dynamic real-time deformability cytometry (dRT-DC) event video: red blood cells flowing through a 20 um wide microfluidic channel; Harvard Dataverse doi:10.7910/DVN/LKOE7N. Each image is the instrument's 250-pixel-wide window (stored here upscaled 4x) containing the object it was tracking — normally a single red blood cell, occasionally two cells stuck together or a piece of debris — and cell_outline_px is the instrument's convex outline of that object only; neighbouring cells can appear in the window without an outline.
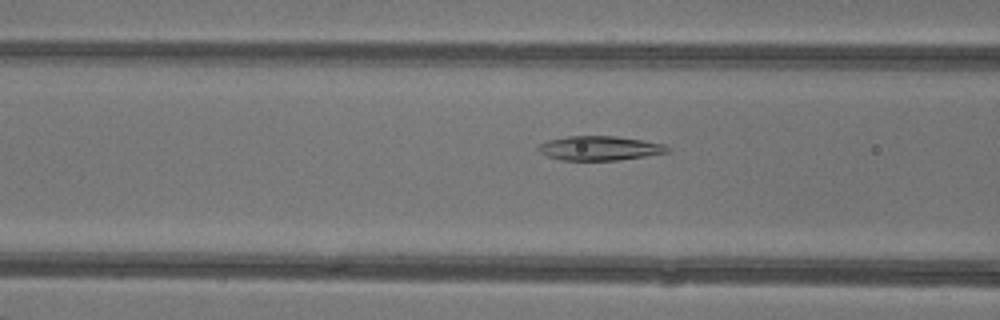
{"species": "common noctule bat (a hibernating species)", "species_latin": "Nyctalus noctula", "temperature_condition": "warm", "stored_images_in_passage": 48, "camera_frame_rate_fps": 3000, "um_per_image_px": 0.085, "animal": {"sex": "female"}, "frame": {"image": 1, "passage_image": 20, "time_ms": 6.333, "image_size_px": [1000, 320], "cell_outline_px": [[668, 152], [648, 156], [616, 160], [560, 160], [548, 156], [540, 152], [536, 148], [540, 144], [548, 140], [568, 136], [616, 136], [664, 144], [668, 148]], "centroid_in_image_um": [50.94, 12.6], "position_along_channel_um": 115.7, "area_um2": 18.15}}
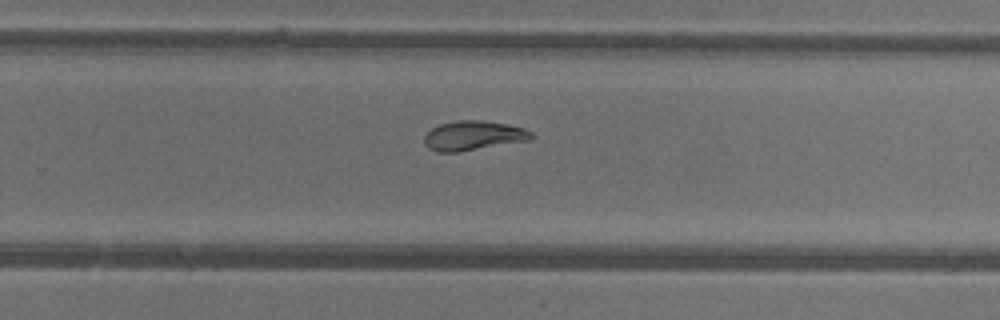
{"frame": {"image": 2, "passage_image": 32, "time_ms": 10.333, "image_size_px": [1000, 320], "cell_outline_px": [[532, 136], [528, 140], [460, 152], [436, 152], [428, 148], [424, 144], [424, 136], [432, 128], [440, 124], [456, 120], [480, 120], [508, 124], [524, 128], [532, 132]], "centroid_in_image_um": [40.19, 11.53], "position_along_channel_um": 289.6, "area_um2": 18.38}}
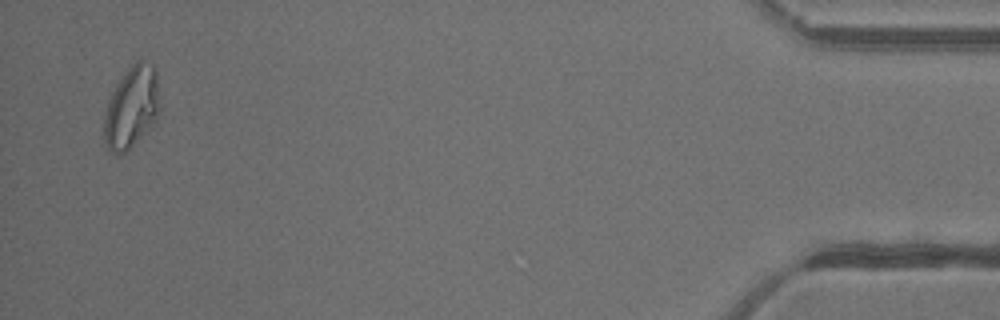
{"frame": {"image": 3, "passage_image": 47, "time_ms": 15.333, "image_size_px": [1000, 320], "cell_outline_px": [[160, 108], [156, 120], [120, 156], [116, 156], [108, 148], [104, 140], [104, 116], [108, 100], [116, 84], [124, 72], [136, 60], [144, 60], [152, 64], [156, 68]], "centroid_in_image_um": [11.18, 9.08], "position_along_channel_um": 424.0, "area_um2": 26.47}, "authors_computed_cell_mechanics": {"area_um2": 20.4323, "velocity_mm_per_s": 4.3657, "shape_relaxation_time_tau1_ms": 6.8697, "shape_relaxation_time_tau2_ms": 2.0555, "deformation_change_tau1": 0.2255, "deformation_change_tau2": 0.0635}}